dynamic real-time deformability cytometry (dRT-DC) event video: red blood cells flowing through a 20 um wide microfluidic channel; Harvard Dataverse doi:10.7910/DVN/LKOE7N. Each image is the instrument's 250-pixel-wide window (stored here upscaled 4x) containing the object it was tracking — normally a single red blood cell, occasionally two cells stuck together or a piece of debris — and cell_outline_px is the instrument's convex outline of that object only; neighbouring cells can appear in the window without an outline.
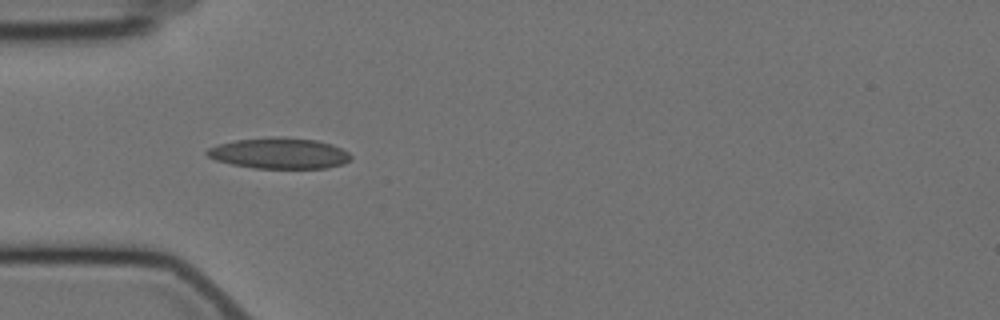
{"species": "Egyptian fruit bat (a non-hibernating species)", "species_latin": "Rousettus aegyptiacus", "temperature_condition": "cold", "stored_images_in_passage": 16, "camera_frame_rate_fps": 3000, "um_per_image_px": 0.085, "animal": {"sex": "female"}, "frame": {"image": 1, "passage_image": 3, "time_ms": 0.667, "image_size_px": [1000, 320], "cell_outline_px": [[352, 156], [344, 164], [324, 168], [252, 168], [232, 164], [216, 160], [208, 156], [204, 152], [208, 148], [216, 144], [236, 140], [316, 140], [332, 144], [348, 152]], "centroid_in_image_um": [23.73, 13.08], "position_along_channel_um": 61.3, "area_um2": 24.74}}
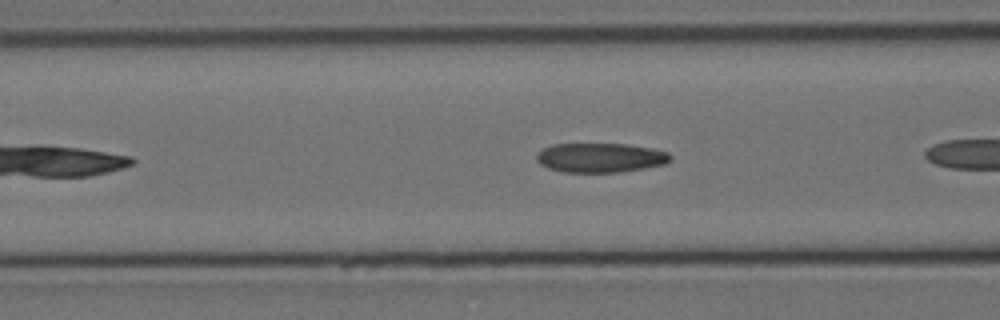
{"frame": {"image": 2, "passage_image": 5, "time_ms": 1.333, "image_size_px": [1000, 320], "cell_outline_px": [[672, 160], [664, 164], [644, 168], [620, 172], [564, 172], [548, 168], [540, 164], [536, 160], [536, 156], [544, 148], [552, 144], [628, 144], [652, 148], [668, 152], [672, 156]], "centroid_in_image_um": [51.06, 13.4], "position_along_channel_um": 115.5, "area_um2": 22.95}}